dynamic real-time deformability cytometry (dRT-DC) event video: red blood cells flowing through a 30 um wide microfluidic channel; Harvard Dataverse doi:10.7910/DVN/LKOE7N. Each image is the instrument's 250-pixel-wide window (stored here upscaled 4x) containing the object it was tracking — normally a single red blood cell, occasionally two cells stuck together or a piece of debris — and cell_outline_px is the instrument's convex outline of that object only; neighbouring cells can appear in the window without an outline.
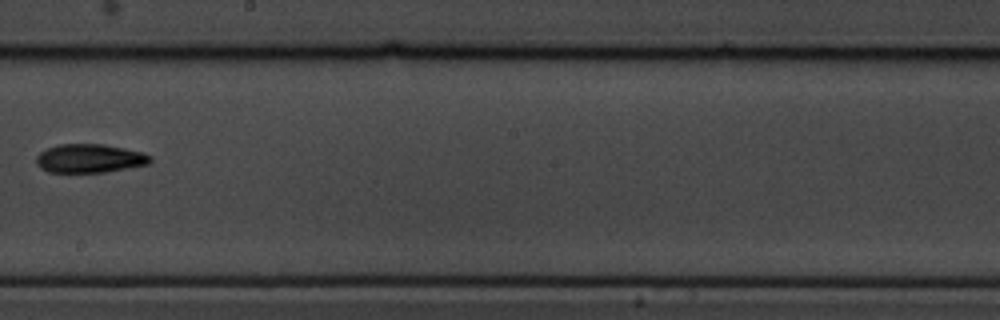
{"species": "common noctule bat (a hibernating species)", "species_latin": "Nyctalus noctula", "temperature_condition": "cold", "stored_images_in_passage": 10, "camera_frame_rate_fps": 3000, "um_per_image_px": 0.085, "animal": {"sex": "male", "body_mass_g": 19.5, "forearm_length_mm": 54.6}, "frame": {"image": 1, "passage_image": 9, "time_ms": 10.0, "image_size_px": [1000, 320], "cell_outline_px": [[152, 160], [148, 164], [104, 172], [48, 172], [40, 168], [36, 164], [36, 156], [40, 152], [48, 148], [60, 144], [104, 144], [144, 152], [152, 156]], "centroid_in_image_um": [7.62, 13.46], "position_along_channel_um": 240.6, "area_um2": 19.07}}
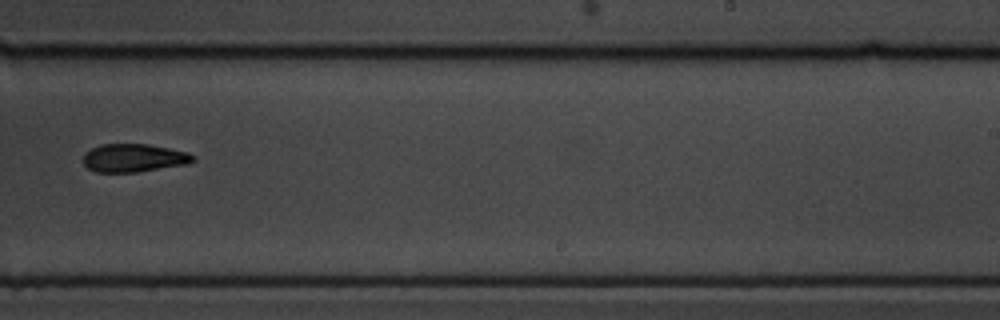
{"frame": {"image": 2, "passage_image": 10, "time_ms": 11.0, "image_size_px": [1000, 320], "cell_outline_px": [[196, 160], [188, 164], [136, 172], [96, 172], [88, 168], [84, 164], [84, 152], [100, 144], [148, 144], [188, 152], [196, 156]], "centroid_in_image_um": [11.39, 13.42], "position_along_channel_um": 277.6, "area_um2": 18.09}}